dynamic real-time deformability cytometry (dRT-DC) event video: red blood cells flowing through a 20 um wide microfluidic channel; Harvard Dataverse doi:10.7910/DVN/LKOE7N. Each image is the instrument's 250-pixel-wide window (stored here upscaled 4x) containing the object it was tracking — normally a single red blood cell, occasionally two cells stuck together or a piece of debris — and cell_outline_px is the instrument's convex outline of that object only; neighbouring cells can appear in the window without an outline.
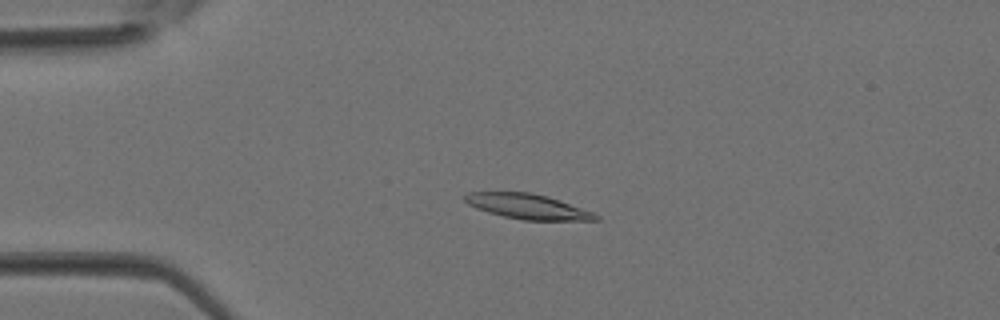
{"species": "Egyptian fruit bat (a non-hibernating species)", "species_latin": "Rousettus aegyptiacus", "temperature_condition": "room temperature", "stored_images_in_passage": 36, "camera_frame_rate_fps": 3000, "um_per_image_px": 0.085, "animal": {"sex": "female"}, "frame": {"image": 1, "passage_image": 8, "time_ms": 2.333, "image_size_px": [1000, 320], "cell_outline_px": [[600, 220], [524, 220], [504, 216], [488, 212], [476, 208], [468, 204], [464, 200], [464, 196], [468, 192], [532, 192], [548, 196], [560, 200], [592, 212], [600, 216]], "centroid_in_image_um": [44.85, 17.54], "position_along_channel_um": 40.2, "area_um2": 19.02}}
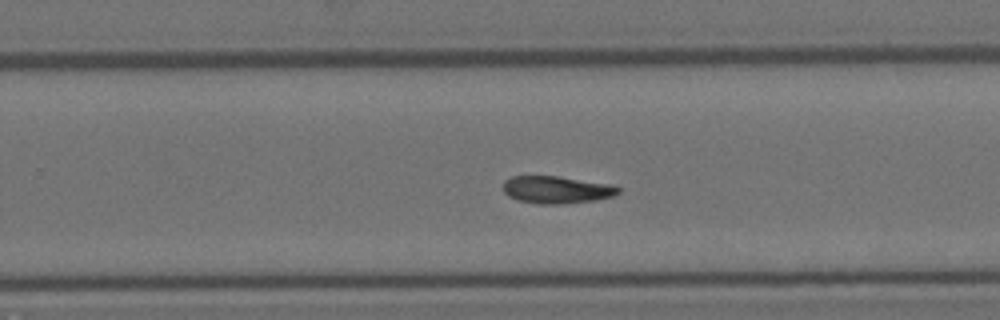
{"frame": {"image": 2, "passage_image": 23, "time_ms": 7.333, "image_size_px": [1000, 320], "cell_outline_px": [[620, 192], [612, 196], [596, 200], [564, 204], [540, 204], [516, 200], [508, 196], [504, 192], [504, 180], [512, 176], [560, 176], [612, 184], [620, 188]], "centroid_in_image_um": [47.32, 16.12], "position_along_channel_um": 282.5, "area_um2": 18.55}}
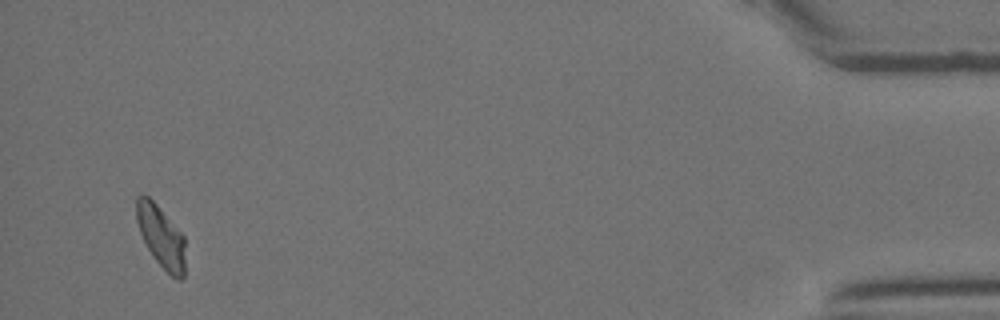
{"frame": {"image": 3, "passage_image": 35, "time_ms": 11.333, "image_size_px": [1000, 320], "cell_outline_px": [[184, 276], [180, 280], [176, 280], [152, 256], [140, 232], [136, 220], [136, 200], [140, 196], [148, 196], [156, 204], [184, 236]], "centroid_in_image_um": [13.69, 20.13], "position_along_channel_um": 421.5, "area_um2": 17.17}}